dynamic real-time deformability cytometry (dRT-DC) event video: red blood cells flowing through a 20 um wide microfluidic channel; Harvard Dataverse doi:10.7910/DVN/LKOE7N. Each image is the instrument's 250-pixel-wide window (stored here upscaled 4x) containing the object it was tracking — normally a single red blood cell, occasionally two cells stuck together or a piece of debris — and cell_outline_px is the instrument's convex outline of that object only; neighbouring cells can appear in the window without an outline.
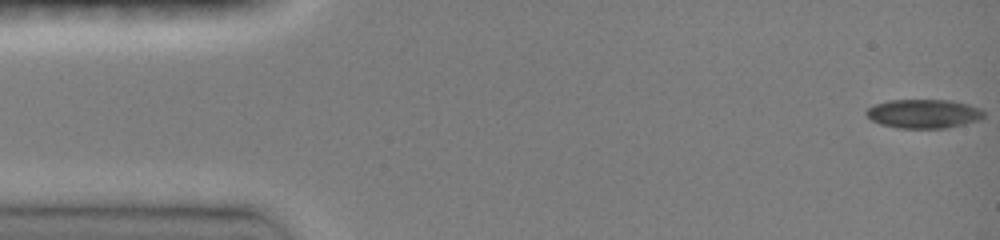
{"species": "common noctule bat (a hibernating species)", "species_latin": "Nyctalus noctula", "temperature_condition": "room temperature", "stored_images_in_passage": 28, "camera_frame_rate_fps": 3000, "um_per_image_px": 0.085, "animal": {"sex": "female", "body_mass_g": 19.0, "forearm_length_mm": 51.5}, "frame": {"image": 1, "passage_image": 1, "time_ms": 0.0, "image_size_px": [1000, 240], "cell_outline_px": [[984, 116], [980, 120], [964, 124], [944, 128], [896, 128], [880, 124], [872, 120], [864, 112], [868, 108], [876, 104], [888, 100], [948, 100], [968, 104], [980, 108], [984, 112]], "centroid_in_image_um": [78.51, 9.67], "position_along_channel_um": 6.5, "area_um2": 19.83}}
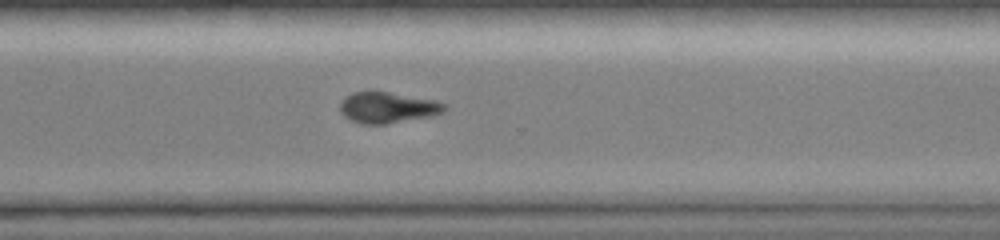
{"frame": {"image": 2, "passage_image": 21, "time_ms": 11.0, "image_size_px": [1000, 240], "cell_outline_px": [[448, 104], [444, 112], [432, 116], [388, 124], [364, 124], [352, 120], [344, 116], [340, 112], [340, 104], [352, 92], [388, 92], [436, 100]], "centroid_in_image_um": [33.01, 9.15], "position_along_channel_um": 337.6, "area_um2": 18.79}}
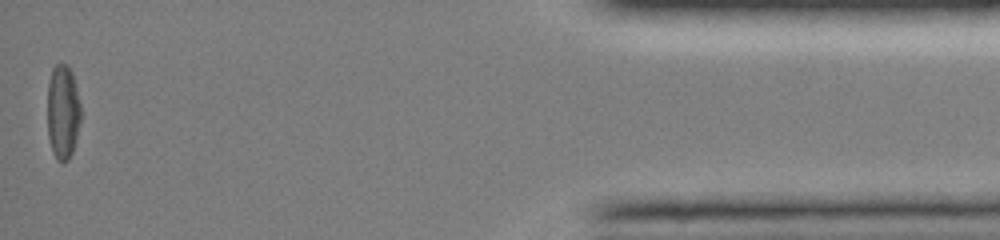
{"frame": {"image": 3, "passage_image": 28, "time_ms": 15.0, "image_size_px": [1000, 240], "cell_outline_px": [[80, 120], [72, 152], [68, 160], [60, 164], [56, 160], [52, 152], [48, 136], [48, 80], [52, 68], [60, 60], [68, 64], [72, 72], [80, 104]], "centroid_in_image_um": [5.32, 9.48], "position_along_channel_um": 429.9, "area_um2": 18.61}, "authors_computed_cell_mechanics": {"area_um2": 19.7387, "velocity_mm_per_s": 4.1352, "shape_relaxation_time_tau1_ms": 2.1554, "shape_relaxation_time_tau2_ms": 5.08, "deformation_change_tau1": 0.1079, "deformation_change_tau2": 0.1273}}